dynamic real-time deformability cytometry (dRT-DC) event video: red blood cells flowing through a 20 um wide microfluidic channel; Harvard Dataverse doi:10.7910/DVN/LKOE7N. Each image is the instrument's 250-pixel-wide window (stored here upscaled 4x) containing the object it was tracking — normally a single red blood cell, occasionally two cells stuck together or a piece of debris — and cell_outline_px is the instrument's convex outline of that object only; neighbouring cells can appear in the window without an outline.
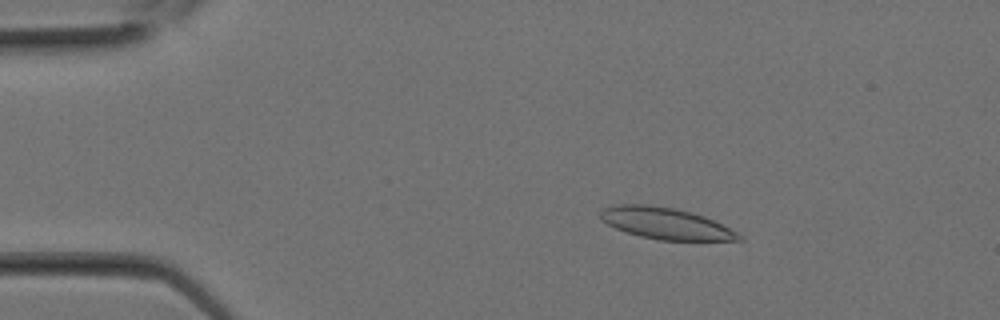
{"species": "Egyptian fruit bat (a non-hibernating species)", "species_latin": "Rousettus aegyptiacus", "temperature_condition": "room temperature", "stored_images_in_passage": 9, "camera_frame_rate_fps": 3000, "um_per_image_px": 0.085, "animal": {"sex": "female"}, "frame": {"image": 1, "passage_image": 4, "time_ms": 1.0, "image_size_px": [1000, 320], "cell_outline_px": [[744, 240], [660, 240], [640, 236], [616, 228], [600, 220], [600, 212], [604, 208], [616, 204], [648, 204], [672, 208], [704, 216], [744, 236]], "centroid_in_image_um": [56.55, 18.99], "position_along_channel_um": 28.4, "area_um2": 25.03}}
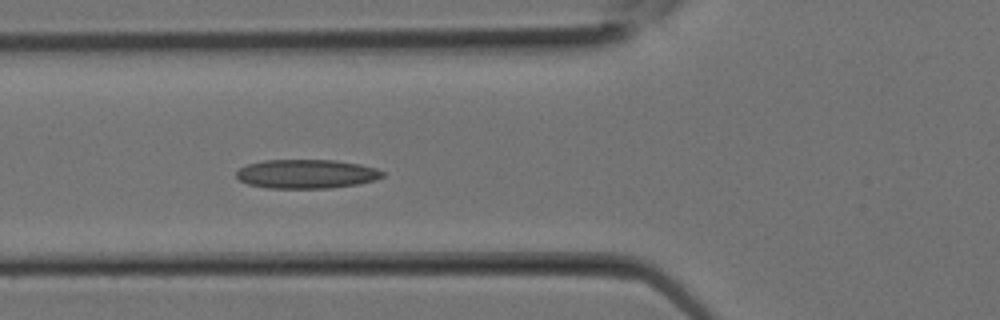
{"frame": {"image": 2, "passage_image": 9, "time_ms": 2.667, "image_size_px": [1000, 320], "cell_outline_px": [[384, 176], [376, 180], [360, 184], [328, 188], [268, 188], [248, 184], [240, 180], [236, 176], [236, 172], [240, 168], [248, 164], [264, 160], [336, 160], [360, 164], [376, 168], [384, 172]], "centroid_in_image_um": [26.08, 14.78], "position_along_channel_um": 99.7, "area_um2": 24.8}}